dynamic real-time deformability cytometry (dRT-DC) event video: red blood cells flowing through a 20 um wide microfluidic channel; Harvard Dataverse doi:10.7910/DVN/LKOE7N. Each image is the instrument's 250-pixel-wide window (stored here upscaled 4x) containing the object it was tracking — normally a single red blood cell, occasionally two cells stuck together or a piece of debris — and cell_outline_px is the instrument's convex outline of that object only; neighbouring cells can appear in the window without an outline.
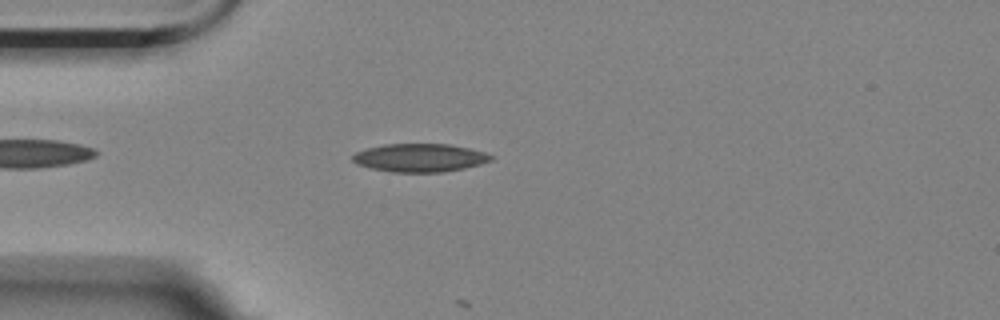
{"species": "Egyptian fruit bat (a non-hibernating species)", "species_latin": "Rousettus aegyptiacus", "temperature_condition": "room temperature", "stored_images_in_passage": 5, "camera_frame_rate_fps": 3000, "um_per_image_px": 0.085, "animal": {"sex": "female"}, "frame": {"image": 1, "passage_image": 5, "time_ms": 1.333, "image_size_px": [1000, 320], "cell_outline_px": [[492, 160], [480, 164], [464, 168], [444, 172], [392, 172], [372, 168], [356, 164], [352, 160], [352, 156], [356, 152], [368, 148], [384, 144], [448, 144], [468, 148], [484, 152], [492, 156]], "centroid_in_image_um": [35.67, 13.41], "position_along_channel_um": 49.3, "area_um2": 22.6}}